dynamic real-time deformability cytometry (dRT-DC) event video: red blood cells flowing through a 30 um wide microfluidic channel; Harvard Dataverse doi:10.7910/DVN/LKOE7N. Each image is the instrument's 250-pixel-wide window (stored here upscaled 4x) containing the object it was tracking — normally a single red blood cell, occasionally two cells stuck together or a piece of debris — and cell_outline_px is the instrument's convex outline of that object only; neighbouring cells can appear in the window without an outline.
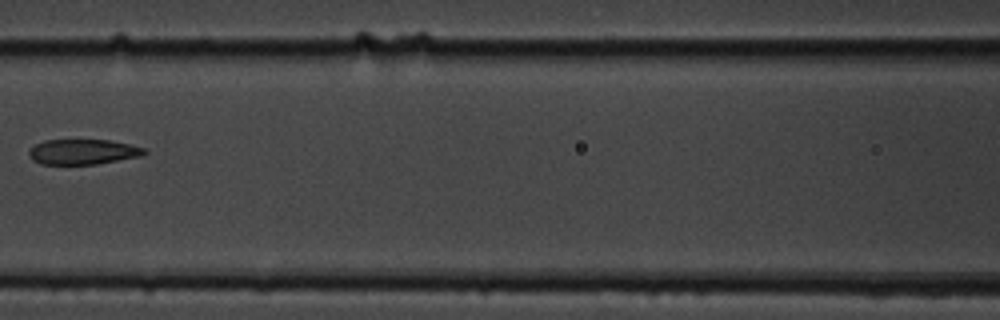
{"species": "common noctule bat (a hibernating species)", "species_latin": "Nyctalus noctula", "temperature_condition": "cold", "stored_images_in_passage": 9, "camera_frame_rate_fps": 3000, "um_per_image_px": 0.085, "animal": {"sex": "male", "body_mass_g": 19.5, "forearm_length_mm": 54.6}, "frame": {"image": 1, "passage_image": 7, "time_ms": 7.0, "image_size_px": [1000, 320], "cell_outline_px": [[148, 152], [140, 156], [96, 164], [40, 164], [32, 160], [28, 152], [36, 144], [44, 140], [108, 140], [128, 144], [144, 148]], "centroid_in_image_um": [7.03, 12.91], "position_along_channel_um": 159.6, "area_um2": 16.76}}
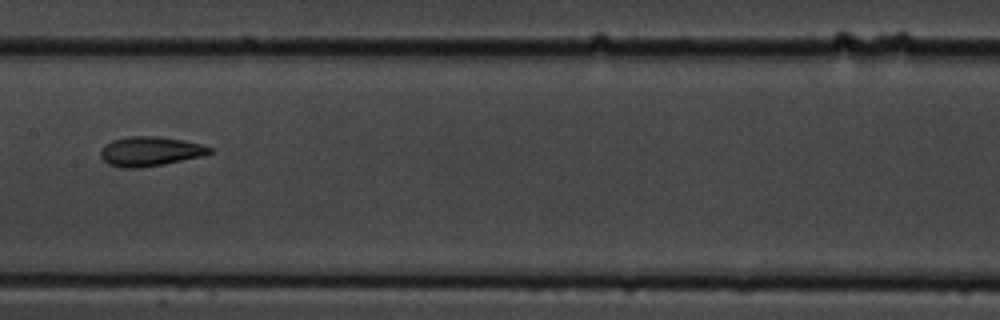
{"frame": {"image": 2, "passage_image": 8, "time_ms": 8.0, "image_size_px": [1000, 320], "cell_outline_px": [[216, 152], [204, 156], [164, 164], [140, 168], [120, 168], [108, 164], [100, 156], [100, 152], [104, 144], [112, 140], [128, 136], [156, 136], [184, 140], [204, 144], [212, 148]], "centroid_in_image_um": [12.8, 12.86], "position_along_channel_um": 194.6, "area_um2": 19.13}}
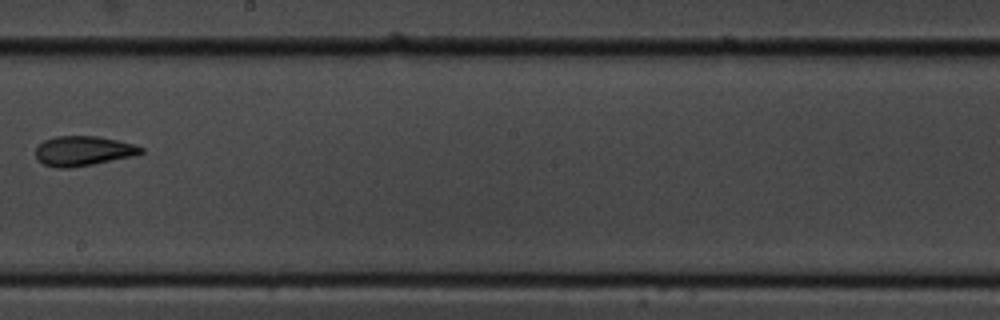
{"frame": {"image": 3, "passage_image": 9, "time_ms": 9.333, "image_size_px": [1000, 320], "cell_outline_px": [[144, 152], [132, 156], [92, 164], [68, 168], [56, 168], [44, 164], [36, 160], [36, 148], [44, 140], [56, 136], [96, 136], [136, 144], [144, 148]], "centroid_in_image_um": [7.06, 12.83], "position_along_channel_um": 241.1, "area_um2": 18.21}}